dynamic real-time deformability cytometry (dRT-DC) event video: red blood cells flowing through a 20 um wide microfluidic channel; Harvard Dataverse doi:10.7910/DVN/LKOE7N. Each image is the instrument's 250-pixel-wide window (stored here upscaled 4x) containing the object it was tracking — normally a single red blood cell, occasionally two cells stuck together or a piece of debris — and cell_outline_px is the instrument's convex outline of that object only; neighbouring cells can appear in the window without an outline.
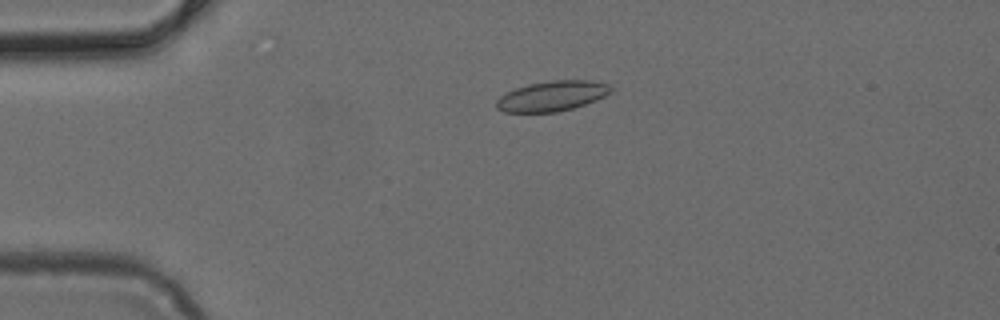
{"species": "common noctule bat (a hibernating species)", "species_latin": "Nyctalus noctula", "temperature_condition": "cold", "stored_images_in_passage": 51, "camera_frame_rate_fps": 3000, "um_per_image_px": 0.085, "animal": {"sex": "female", "body_mass_g": 24.6, "forearm_length_mm": 56.2}, "frame": {"image": 1, "passage_image": 12, "time_ms": 3.667, "image_size_px": [1000, 320], "cell_outline_px": [[612, 92], [596, 100], [572, 108], [556, 112], [504, 112], [496, 108], [496, 100], [500, 96], [516, 88], [528, 84], [552, 80], [592, 80], [608, 84], [612, 88]], "centroid_in_image_um": [46.93, 8.16], "position_along_channel_um": 38.1, "area_um2": 20.06}}
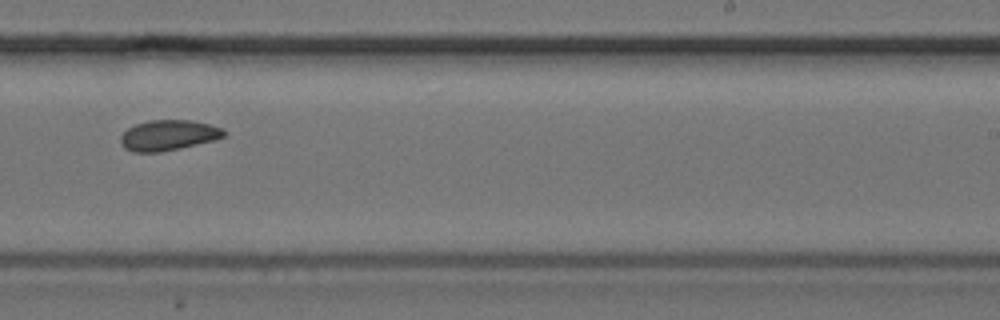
{"frame": {"image": 2, "passage_image": 32, "time_ms": 10.333, "image_size_px": [1000, 320], "cell_outline_px": [[224, 136], [216, 140], [180, 148], [160, 152], [132, 152], [124, 148], [120, 144], [120, 136], [128, 128], [136, 124], [148, 120], [192, 120], [208, 124], [220, 128], [224, 132]], "centroid_in_image_um": [14.27, 11.5], "position_along_channel_um": 274.7, "area_um2": 18.32}}
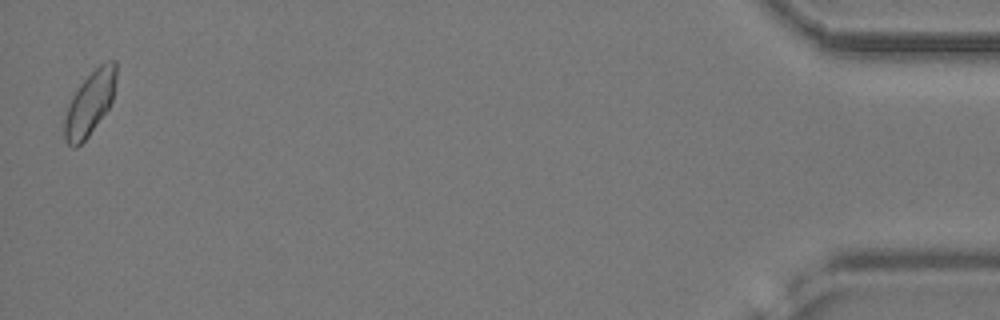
{"frame": {"image": 3, "passage_image": 50, "time_ms": 16.333, "image_size_px": [1000, 320], "cell_outline_px": [[116, 80], [112, 100], [108, 108], [88, 136], [76, 148], [72, 148], [64, 140], [64, 120], [68, 104], [72, 96], [80, 84], [100, 64], [108, 60], [116, 60]], "centroid_in_image_um": [7.62, 8.78], "position_along_channel_um": 427.6, "area_um2": 19.07}}